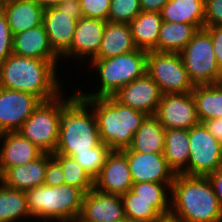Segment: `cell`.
<instances>
[{"mask_svg": "<svg viewBox=\"0 0 222 222\" xmlns=\"http://www.w3.org/2000/svg\"><path fill=\"white\" fill-rule=\"evenodd\" d=\"M123 222H137V221H127V220H125V221H123Z\"/></svg>", "mask_w": 222, "mask_h": 222, "instance_id": "cell-48", "label": "cell"}, {"mask_svg": "<svg viewBox=\"0 0 222 222\" xmlns=\"http://www.w3.org/2000/svg\"><path fill=\"white\" fill-rule=\"evenodd\" d=\"M188 175L207 177L222 167V143L202 124L189 129Z\"/></svg>", "mask_w": 222, "mask_h": 222, "instance_id": "cell-10", "label": "cell"}, {"mask_svg": "<svg viewBox=\"0 0 222 222\" xmlns=\"http://www.w3.org/2000/svg\"><path fill=\"white\" fill-rule=\"evenodd\" d=\"M121 196L92 189L83 197L77 222H123L125 221Z\"/></svg>", "mask_w": 222, "mask_h": 222, "instance_id": "cell-17", "label": "cell"}, {"mask_svg": "<svg viewBox=\"0 0 222 222\" xmlns=\"http://www.w3.org/2000/svg\"><path fill=\"white\" fill-rule=\"evenodd\" d=\"M111 0H80L82 17L107 21Z\"/></svg>", "mask_w": 222, "mask_h": 222, "instance_id": "cell-36", "label": "cell"}, {"mask_svg": "<svg viewBox=\"0 0 222 222\" xmlns=\"http://www.w3.org/2000/svg\"><path fill=\"white\" fill-rule=\"evenodd\" d=\"M66 90L52 100L42 101L18 130L44 153L56 151L63 107L77 94L73 89L68 95Z\"/></svg>", "mask_w": 222, "mask_h": 222, "instance_id": "cell-7", "label": "cell"}, {"mask_svg": "<svg viewBox=\"0 0 222 222\" xmlns=\"http://www.w3.org/2000/svg\"><path fill=\"white\" fill-rule=\"evenodd\" d=\"M12 40L13 35L6 15L0 10V63L5 61L13 53Z\"/></svg>", "mask_w": 222, "mask_h": 222, "instance_id": "cell-37", "label": "cell"}, {"mask_svg": "<svg viewBox=\"0 0 222 222\" xmlns=\"http://www.w3.org/2000/svg\"><path fill=\"white\" fill-rule=\"evenodd\" d=\"M84 194L68 184H43L26 191L27 206L34 222H77Z\"/></svg>", "mask_w": 222, "mask_h": 222, "instance_id": "cell-6", "label": "cell"}, {"mask_svg": "<svg viewBox=\"0 0 222 222\" xmlns=\"http://www.w3.org/2000/svg\"><path fill=\"white\" fill-rule=\"evenodd\" d=\"M163 21L194 25L204 28L205 0H169L161 10Z\"/></svg>", "mask_w": 222, "mask_h": 222, "instance_id": "cell-27", "label": "cell"}, {"mask_svg": "<svg viewBox=\"0 0 222 222\" xmlns=\"http://www.w3.org/2000/svg\"><path fill=\"white\" fill-rule=\"evenodd\" d=\"M146 73L157 83L162 94L191 93L190 81L180 53L148 51Z\"/></svg>", "mask_w": 222, "mask_h": 222, "instance_id": "cell-9", "label": "cell"}, {"mask_svg": "<svg viewBox=\"0 0 222 222\" xmlns=\"http://www.w3.org/2000/svg\"><path fill=\"white\" fill-rule=\"evenodd\" d=\"M187 75L193 85L218 84L222 82L213 50L210 34L199 29L192 40L180 52Z\"/></svg>", "mask_w": 222, "mask_h": 222, "instance_id": "cell-8", "label": "cell"}, {"mask_svg": "<svg viewBox=\"0 0 222 222\" xmlns=\"http://www.w3.org/2000/svg\"><path fill=\"white\" fill-rule=\"evenodd\" d=\"M113 97L125 106L153 116L157 111L162 93L157 83L145 73L120 88Z\"/></svg>", "mask_w": 222, "mask_h": 222, "instance_id": "cell-15", "label": "cell"}, {"mask_svg": "<svg viewBox=\"0 0 222 222\" xmlns=\"http://www.w3.org/2000/svg\"><path fill=\"white\" fill-rule=\"evenodd\" d=\"M5 13L12 35L42 25L44 8L34 0H4Z\"/></svg>", "mask_w": 222, "mask_h": 222, "instance_id": "cell-21", "label": "cell"}, {"mask_svg": "<svg viewBox=\"0 0 222 222\" xmlns=\"http://www.w3.org/2000/svg\"><path fill=\"white\" fill-rule=\"evenodd\" d=\"M206 129L222 143V118L210 119L202 122Z\"/></svg>", "mask_w": 222, "mask_h": 222, "instance_id": "cell-43", "label": "cell"}, {"mask_svg": "<svg viewBox=\"0 0 222 222\" xmlns=\"http://www.w3.org/2000/svg\"><path fill=\"white\" fill-rule=\"evenodd\" d=\"M132 185L133 180L126 155L121 150H111L100 173L94 179V189L123 196Z\"/></svg>", "mask_w": 222, "mask_h": 222, "instance_id": "cell-16", "label": "cell"}, {"mask_svg": "<svg viewBox=\"0 0 222 222\" xmlns=\"http://www.w3.org/2000/svg\"><path fill=\"white\" fill-rule=\"evenodd\" d=\"M37 4L42 6L44 9L55 7L61 0H34Z\"/></svg>", "mask_w": 222, "mask_h": 222, "instance_id": "cell-45", "label": "cell"}, {"mask_svg": "<svg viewBox=\"0 0 222 222\" xmlns=\"http://www.w3.org/2000/svg\"><path fill=\"white\" fill-rule=\"evenodd\" d=\"M12 47L13 54L18 56L46 61H61V58L50 46L43 24L14 34Z\"/></svg>", "mask_w": 222, "mask_h": 222, "instance_id": "cell-20", "label": "cell"}, {"mask_svg": "<svg viewBox=\"0 0 222 222\" xmlns=\"http://www.w3.org/2000/svg\"><path fill=\"white\" fill-rule=\"evenodd\" d=\"M128 23L106 22L101 46L93 59H105L136 50Z\"/></svg>", "mask_w": 222, "mask_h": 222, "instance_id": "cell-23", "label": "cell"}, {"mask_svg": "<svg viewBox=\"0 0 222 222\" xmlns=\"http://www.w3.org/2000/svg\"><path fill=\"white\" fill-rule=\"evenodd\" d=\"M192 95L200 123L210 119L222 118V82L194 85Z\"/></svg>", "mask_w": 222, "mask_h": 222, "instance_id": "cell-30", "label": "cell"}, {"mask_svg": "<svg viewBox=\"0 0 222 222\" xmlns=\"http://www.w3.org/2000/svg\"><path fill=\"white\" fill-rule=\"evenodd\" d=\"M4 0H0V10H2Z\"/></svg>", "mask_w": 222, "mask_h": 222, "instance_id": "cell-47", "label": "cell"}, {"mask_svg": "<svg viewBox=\"0 0 222 222\" xmlns=\"http://www.w3.org/2000/svg\"><path fill=\"white\" fill-rule=\"evenodd\" d=\"M63 169L61 164L52 156L47 153V168L44 177V185L46 186H60L65 184Z\"/></svg>", "mask_w": 222, "mask_h": 222, "instance_id": "cell-38", "label": "cell"}, {"mask_svg": "<svg viewBox=\"0 0 222 222\" xmlns=\"http://www.w3.org/2000/svg\"><path fill=\"white\" fill-rule=\"evenodd\" d=\"M141 11L161 12L163 6L169 0H139Z\"/></svg>", "mask_w": 222, "mask_h": 222, "instance_id": "cell-44", "label": "cell"}, {"mask_svg": "<svg viewBox=\"0 0 222 222\" xmlns=\"http://www.w3.org/2000/svg\"><path fill=\"white\" fill-rule=\"evenodd\" d=\"M111 150L109 146L101 142L98 146L88 151L77 152L72 158L76 160L94 180L100 173Z\"/></svg>", "mask_w": 222, "mask_h": 222, "instance_id": "cell-33", "label": "cell"}, {"mask_svg": "<svg viewBox=\"0 0 222 222\" xmlns=\"http://www.w3.org/2000/svg\"><path fill=\"white\" fill-rule=\"evenodd\" d=\"M222 26V0H205L204 27Z\"/></svg>", "mask_w": 222, "mask_h": 222, "instance_id": "cell-39", "label": "cell"}, {"mask_svg": "<svg viewBox=\"0 0 222 222\" xmlns=\"http://www.w3.org/2000/svg\"><path fill=\"white\" fill-rule=\"evenodd\" d=\"M101 143L97 120L92 107L76 94L61 114L59 137L53 154L73 156Z\"/></svg>", "mask_w": 222, "mask_h": 222, "instance_id": "cell-5", "label": "cell"}, {"mask_svg": "<svg viewBox=\"0 0 222 222\" xmlns=\"http://www.w3.org/2000/svg\"><path fill=\"white\" fill-rule=\"evenodd\" d=\"M106 22L98 18L81 17L77 21L70 48L60 57L61 63L65 62L66 65L71 59V63L81 62L80 67L84 65L82 64L84 62H86L85 65L88 64L99 51Z\"/></svg>", "mask_w": 222, "mask_h": 222, "instance_id": "cell-11", "label": "cell"}, {"mask_svg": "<svg viewBox=\"0 0 222 222\" xmlns=\"http://www.w3.org/2000/svg\"><path fill=\"white\" fill-rule=\"evenodd\" d=\"M162 23L161 12L141 11L129 23L135 46L146 51H157V42Z\"/></svg>", "mask_w": 222, "mask_h": 222, "instance_id": "cell-25", "label": "cell"}, {"mask_svg": "<svg viewBox=\"0 0 222 222\" xmlns=\"http://www.w3.org/2000/svg\"><path fill=\"white\" fill-rule=\"evenodd\" d=\"M46 168L47 153H43L35 161L26 165L8 168L0 176V181L10 188L27 191L44 184Z\"/></svg>", "mask_w": 222, "mask_h": 222, "instance_id": "cell-22", "label": "cell"}, {"mask_svg": "<svg viewBox=\"0 0 222 222\" xmlns=\"http://www.w3.org/2000/svg\"><path fill=\"white\" fill-rule=\"evenodd\" d=\"M197 31L192 24L163 21L159 31L157 52L180 53Z\"/></svg>", "mask_w": 222, "mask_h": 222, "instance_id": "cell-31", "label": "cell"}, {"mask_svg": "<svg viewBox=\"0 0 222 222\" xmlns=\"http://www.w3.org/2000/svg\"><path fill=\"white\" fill-rule=\"evenodd\" d=\"M77 19L73 14L61 12L56 7L44 9L43 22L53 51L61 57L71 46Z\"/></svg>", "mask_w": 222, "mask_h": 222, "instance_id": "cell-19", "label": "cell"}, {"mask_svg": "<svg viewBox=\"0 0 222 222\" xmlns=\"http://www.w3.org/2000/svg\"><path fill=\"white\" fill-rule=\"evenodd\" d=\"M41 102L35 95L0 87V134L18 131Z\"/></svg>", "mask_w": 222, "mask_h": 222, "instance_id": "cell-13", "label": "cell"}, {"mask_svg": "<svg viewBox=\"0 0 222 222\" xmlns=\"http://www.w3.org/2000/svg\"><path fill=\"white\" fill-rule=\"evenodd\" d=\"M189 130L165 129L164 157L175 175H188Z\"/></svg>", "mask_w": 222, "mask_h": 222, "instance_id": "cell-24", "label": "cell"}, {"mask_svg": "<svg viewBox=\"0 0 222 222\" xmlns=\"http://www.w3.org/2000/svg\"><path fill=\"white\" fill-rule=\"evenodd\" d=\"M121 199L127 221L154 222L161 216L170 214V201L133 199V192L131 190L121 196Z\"/></svg>", "mask_w": 222, "mask_h": 222, "instance_id": "cell-28", "label": "cell"}, {"mask_svg": "<svg viewBox=\"0 0 222 222\" xmlns=\"http://www.w3.org/2000/svg\"><path fill=\"white\" fill-rule=\"evenodd\" d=\"M61 164L65 184L78 187L85 194L94 188V180L71 156L52 154Z\"/></svg>", "mask_w": 222, "mask_h": 222, "instance_id": "cell-32", "label": "cell"}, {"mask_svg": "<svg viewBox=\"0 0 222 222\" xmlns=\"http://www.w3.org/2000/svg\"><path fill=\"white\" fill-rule=\"evenodd\" d=\"M93 109L100 140L112 150L127 148L148 116L118 102L113 96L81 97Z\"/></svg>", "mask_w": 222, "mask_h": 222, "instance_id": "cell-4", "label": "cell"}, {"mask_svg": "<svg viewBox=\"0 0 222 222\" xmlns=\"http://www.w3.org/2000/svg\"><path fill=\"white\" fill-rule=\"evenodd\" d=\"M165 128L153 116H147L138 131L133 135L131 144L121 151L141 153H164Z\"/></svg>", "mask_w": 222, "mask_h": 222, "instance_id": "cell-26", "label": "cell"}, {"mask_svg": "<svg viewBox=\"0 0 222 222\" xmlns=\"http://www.w3.org/2000/svg\"><path fill=\"white\" fill-rule=\"evenodd\" d=\"M44 152L18 131L0 134V176L8 169L26 165Z\"/></svg>", "mask_w": 222, "mask_h": 222, "instance_id": "cell-18", "label": "cell"}, {"mask_svg": "<svg viewBox=\"0 0 222 222\" xmlns=\"http://www.w3.org/2000/svg\"><path fill=\"white\" fill-rule=\"evenodd\" d=\"M210 34L219 69L222 71V26L204 27Z\"/></svg>", "mask_w": 222, "mask_h": 222, "instance_id": "cell-40", "label": "cell"}, {"mask_svg": "<svg viewBox=\"0 0 222 222\" xmlns=\"http://www.w3.org/2000/svg\"><path fill=\"white\" fill-rule=\"evenodd\" d=\"M154 116L165 129L189 130L200 123L192 92L162 94Z\"/></svg>", "mask_w": 222, "mask_h": 222, "instance_id": "cell-12", "label": "cell"}, {"mask_svg": "<svg viewBox=\"0 0 222 222\" xmlns=\"http://www.w3.org/2000/svg\"><path fill=\"white\" fill-rule=\"evenodd\" d=\"M222 209V167L207 176Z\"/></svg>", "mask_w": 222, "mask_h": 222, "instance_id": "cell-42", "label": "cell"}, {"mask_svg": "<svg viewBox=\"0 0 222 222\" xmlns=\"http://www.w3.org/2000/svg\"><path fill=\"white\" fill-rule=\"evenodd\" d=\"M55 7L61 12L73 14L77 20L82 17L80 0H61Z\"/></svg>", "mask_w": 222, "mask_h": 222, "instance_id": "cell-41", "label": "cell"}, {"mask_svg": "<svg viewBox=\"0 0 222 222\" xmlns=\"http://www.w3.org/2000/svg\"><path fill=\"white\" fill-rule=\"evenodd\" d=\"M59 63L61 65L59 61L22 57L12 53L0 63V87L29 93L42 101L52 100L66 87L62 80L64 74H60L63 70H58Z\"/></svg>", "mask_w": 222, "mask_h": 222, "instance_id": "cell-1", "label": "cell"}, {"mask_svg": "<svg viewBox=\"0 0 222 222\" xmlns=\"http://www.w3.org/2000/svg\"><path fill=\"white\" fill-rule=\"evenodd\" d=\"M154 222H181L176 217L172 216L171 214L166 216H161L159 219H157Z\"/></svg>", "mask_w": 222, "mask_h": 222, "instance_id": "cell-46", "label": "cell"}, {"mask_svg": "<svg viewBox=\"0 0 222 222\" xmlns=\"http://www.w3.org/2000/svg\"><path fill=\"white\" fill-rule=\"evenodd\" d=\"M34 222L27 206L26 191L10 188L0 181V222Z\"/></svg>", "mask_w": 222, "mask_h": 222, "instance_id": "cell-29", "label": "cell"}, {"mask_svg": "<svg viewBox=\"0 0 222 222\" xmlns=\"http://www.w3.org/2000/svg\"><path fill=\"white\" fill-rule=\"evenodd\" d=\"M147 55L148 51L137 48L132 52L118 56L105 59H92L89 64H87V68L86 66L82 68L86 69V73L88 71V73H94L92 76L97 81L96 83H98V85L96 83L94 84V86H98L95 87L97 90L91 87L89 93L88 90L86 92V89H82L83 86H79V84L72 86L76 87V93L80 97L113 96L120 88L146 73ZM87 69L89 70L87 71ZM94 75H97L95 76L97 79Z\"/></svg>", "mask_w": 222, "mask_h": 222, "instance_id": "cell-3", "label": "cell"}, {"mask_svg": "<svg viewBox=\"0 0 222 222\" xmlns=\"http://www.w3.org/2000/svg\"><path fill=\"white\" fill-rule=\"evenodd\" d=\"M140 12L139 0H111L107 21L129 24Z\"/></svg>", "mask_w": 222, "mask_h": 222, "instance_id": "cell-35", "label": "cell"}, {"mask_svg": "<svg viewBox=\"0 0 222 222\" xmlns=\"http://www.w3.org/2000/svg\"><path fill=\"white\" fill-rule=\"evenodd\" d=\"M122 152L126 155L133 183H166L171 188L175 174L163 153Z\"/></svg>", "mask_w": 222, "mask_h": 222, "instance_id": "cell-14", "label": "cell"}, {"mask_svg": "<svg viewBox=\"0 0 222 222\" xmlns=\"http://www.w3.org/2000/svg\"><path fill=\"white\" fill-rule=\"evenodd\" d=\"M170 214L181 222H222V209L207 177L175 175Z\"/></svg>", "mask_w": 222, "mask_h": 222, "instance_id": "cell-2", "label": "cell"}, {"mask_svg": "<svg viewBox=\"0 0 222 222\" xmlns=\"http://www.w3.org/2000/svg\"><path fill=\"white\" fill-rule=\"evenodd\" d=\"M130 190L133 192V199H143L144 201H170L171 198V188L166 183H133Z\"/></svg>", "mask_w": 222, "mask_h": 222, "instance_id": "cell-34", "label": "cell"}]
</instances>
